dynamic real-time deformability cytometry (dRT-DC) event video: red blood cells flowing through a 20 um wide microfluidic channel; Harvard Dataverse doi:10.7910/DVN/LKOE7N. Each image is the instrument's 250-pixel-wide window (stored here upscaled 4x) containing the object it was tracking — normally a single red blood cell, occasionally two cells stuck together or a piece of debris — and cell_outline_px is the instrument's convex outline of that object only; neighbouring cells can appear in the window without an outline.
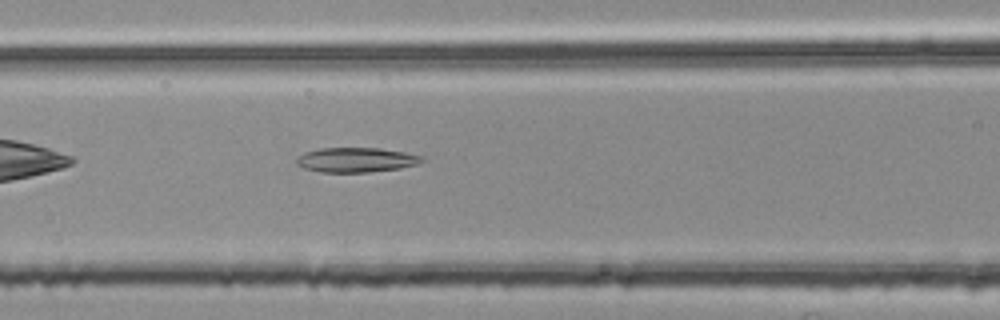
{"species": "common noctule bat (a hibernating species)", "species_latin": "Nyctalus noctula", "temperature_condition": "room temperature", "stored_images_in_passage": 37, "camera_frame_rate_fps": 3000, "um_per_image_px": 0.085, "animal": {"sex": "female", "body_mass_g": 25.1}, "frame": {"image": 1, "passage_image": 8, "time_ms": 2.333, "image_size_px": [1000, 320], "cell_outline_px": [[424, 160], [416, 164], [400, 168], [368, 172], [320, 172], [304, 168], [296, 164], [296, 160], [304, 152], [320, 148], [380, 148], [404, 152], [420, 156]], "centroid_in_image_um": [30.23, 13.59], "position_along_channel_um": 136.4, "area_um2": 17.86}}
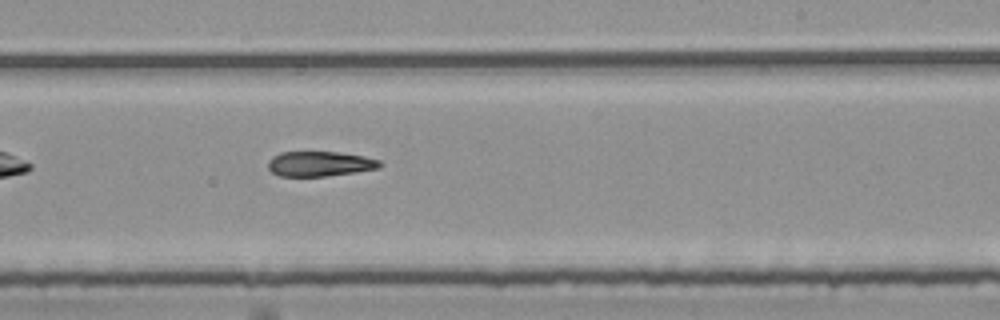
{"frame": {"image": 2, "passage_image": 18, "time_ms": 5.667, "image_size_px": [1000, 320], "cell_outline_px": [[384, 164], [380, 168], [356, 172], [324, 176], [280, 176], [272, 172], [268, 168], [268, 160], [272, 156], [280, 152], [340, 152], [364, 156], [380, 160]], "centroid_in_image_um": [27.2, 13.92], "position_along_channel_um": 261.8, "area_um2": 16.42}}
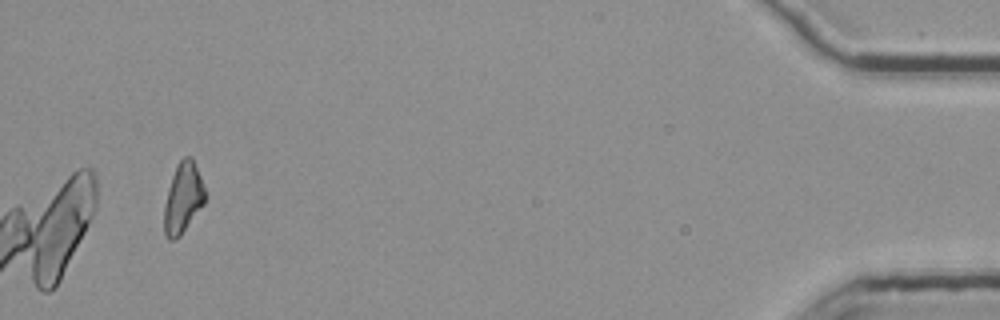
{"frame": {"image": 3, "passage_image": 37, "time_ms": 12.0, "image_size_px": [1000, 320], "cell_outline_px": [[208, 196], [204, 204], [180, 236], [176, 240], [168, 240], [164, 236], [164, 208], [168, 188], [172, 176], [180, 160], [184, 156], [192, 156]], "centroid_in_image_um": [15.57, 16.86], "position_along_channel_um": 419.6, "area_um2": 16.94}}